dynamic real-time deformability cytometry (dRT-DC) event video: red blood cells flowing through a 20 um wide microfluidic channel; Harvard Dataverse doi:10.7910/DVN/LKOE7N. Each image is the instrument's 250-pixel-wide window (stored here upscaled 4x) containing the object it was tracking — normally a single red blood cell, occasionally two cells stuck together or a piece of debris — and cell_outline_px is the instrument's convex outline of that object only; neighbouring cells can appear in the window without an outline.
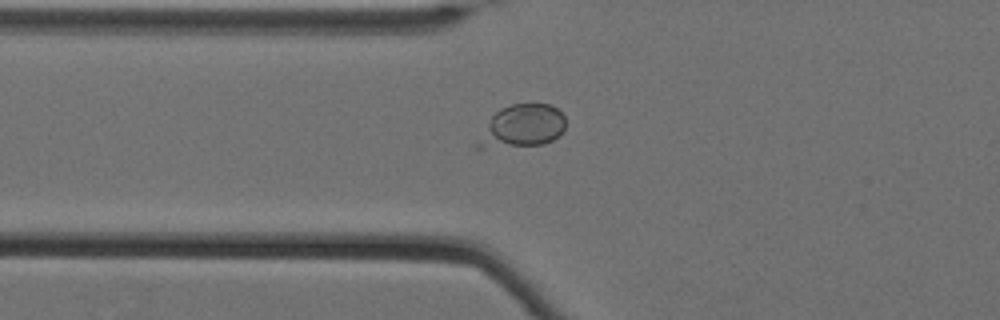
{"species": "Egyptian fruit bat (a non-hibernating species)", "species_latin": "Rousettus aegyptiacus", "temperature_condition": "cold", "stored_images_in_passage": 38, "camera_frame_rate_fps": 3000, "um_per_image_px": 0.085, "animal": {"sex": "female"}, "frame": {"image": 1, "passage_image": 2, "time_ms": 0.333, "image_size_px": [1000, 320], "cell_outline_px": [[564, 132], [560, 136], [544, 144], [484, 148], [476, 148], [472, 144], [492, 116], [500, 108], [512, 104], [548, 104], [556, 108], [564, 116]], "centroid_in_image_um": [44.33, 10.75], "position_along_channel_um": 81.5, "area_um2": 22.02}}
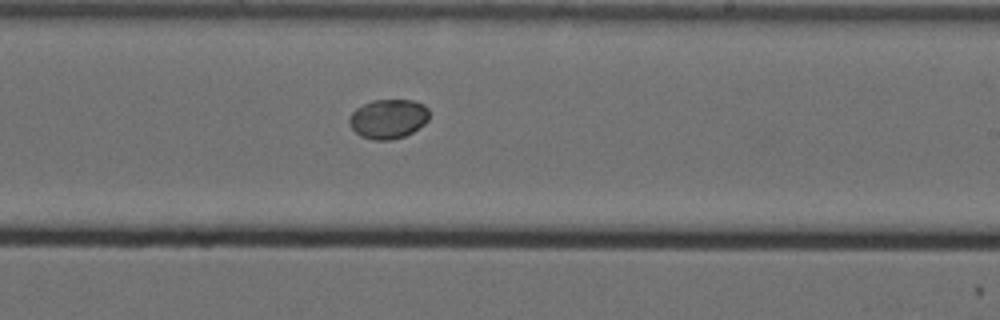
{"frame": {"image": 2, "passage_image": 17, "time_ms": 5.333, "image_size_px": [1000, 320], "cell_outline_px": [[428, 120], [424, 124], [412, 132], [404, 136], [392, 140], [372, 140], [360, 136], [352, 128], [348, 120], [352, 112], [356, 108], [372, 100], [412, 100], [424, 104], [428, 108]], "centroid_in_image_um": [33.0, 10.1], "position_along_channel_um": 256.0, "area_um2": 18.38}}
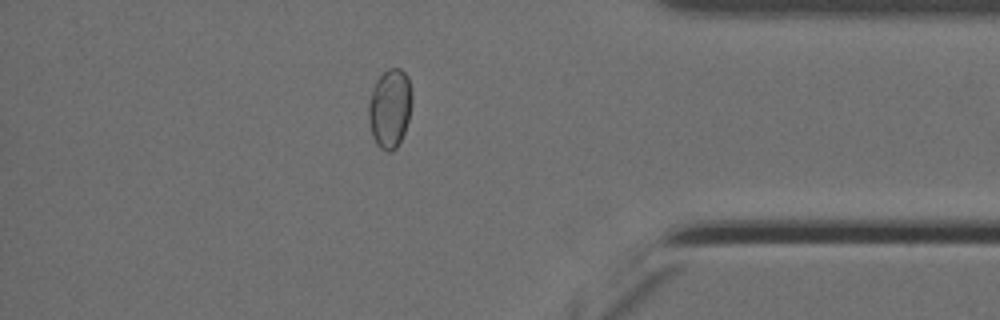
{"frame": {"image": 3, "passage_image": 31, "time_ms": 10.0, "image_size_px": [1000, 320], "cell_outline_px": [[412, 104], [408, 120], [404, 132], [396, 148], [388, 152], [380, 148], [376, 144], [372, 136], [368, 120], [368, 104], [372, 88], [376, 80], [388, 68], [400, 68], [408, 76], [412, 92]], "centroid_in_image_um": [33.13, 9.19], "position_along_channel_um": 402.1, "area_um2": 20.17}}